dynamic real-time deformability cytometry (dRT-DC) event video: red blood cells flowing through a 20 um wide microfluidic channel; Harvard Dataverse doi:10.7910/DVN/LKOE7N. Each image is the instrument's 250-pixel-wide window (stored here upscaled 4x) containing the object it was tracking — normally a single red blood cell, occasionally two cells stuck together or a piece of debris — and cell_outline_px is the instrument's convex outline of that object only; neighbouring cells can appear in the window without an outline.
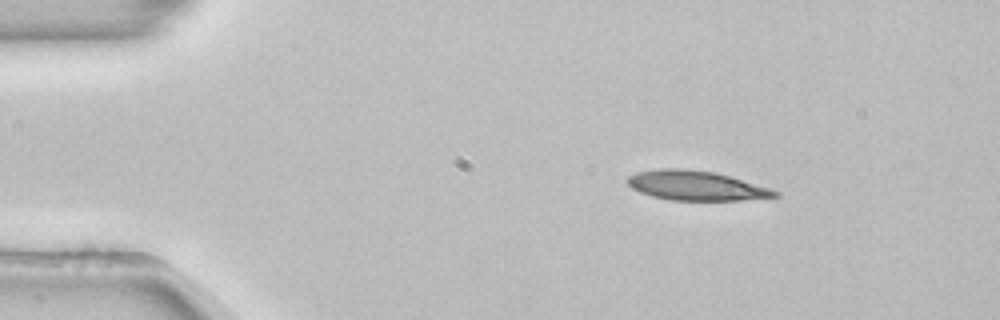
{"species": "common noctule bat (a hibernating species)", "species_latin": "Nyctalus noctula", "temperature_condition": "room temperature", "stored_images_in_passage": 46, "camera_frame_rate_fps": 3000, "um_per_image_px": 0.085, "animal": {"sex": "female", "body_mass_g": 22.7, "forearm_length_mm": 54.2}, "frame": {"image": 1, "passage_image": 1, "time_ms": 0.0, "image_size_px": [1000, 320], "cell_outline_px": [[780, 196], [740, 200], [672, 200], [652, 196], [640, 192], [632, 188], [624, 180], [628, 176], [636, 172], [660, 168], [680, 168], [712, 172], [732, 176], [780, 192]], "centroid_in_image_um": [59.13, 15.77], "position_along_channel_um": 25.9, "area_um2": 25.32}}
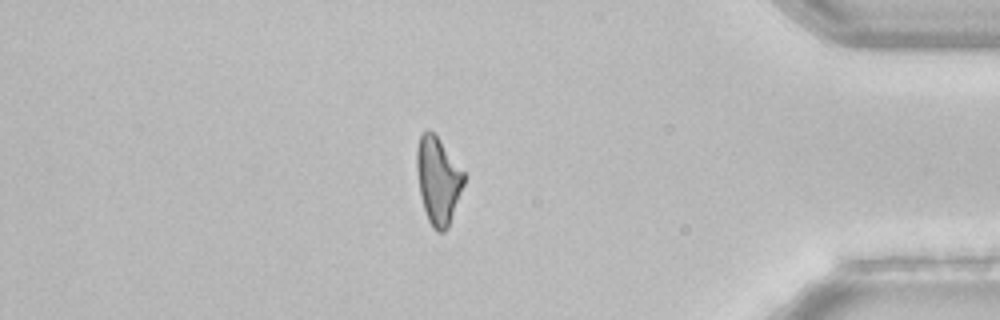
{"frame": {"image": 2, "passage_image": 38, "time_ms": 12.333, "image_size_px": [1000, 320], "cell_outline_px": [[468, 176], [448, 228], [444, 232], [440, 232], [432, 228], [428, 220], [424, 208], [420, 192], [416, 168], [416, 148], [420, 136], [428, 128], [436, 136]], "centroid_in_image_um": [37.26, 15.35], "position_along_channel_um": 397.9, "area_um2": 24.04}}
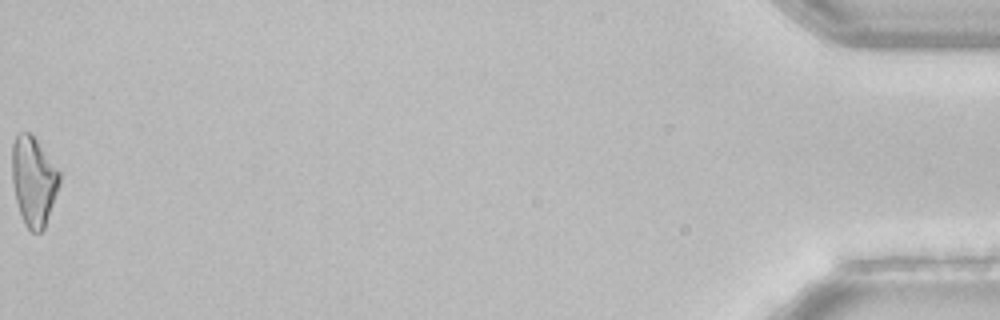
{"frame": {"image": 3, "passage_image": 46, "time_ms": 15.0, "image_size_px": [1000, 320], "cell_outline_px": [[60, 184], [44, 228], [40, 232], [32, 232], [24, 224], [16, 200], [12, 184], [12, 144], [16, 136], [20, 132], [28, 132], [36, 140], [60, 172]], "centroid_in_image_um": [2.84, 15.4], "position_along_channel_um": 432.4, "area_um2": 24.39}, "authors_computed_cell_mechanics": {"area_um2": 25.3453, "velocity_mm_per_s": 3.8812, "shape_relaxation_time_tau1_ms": 7.4839, "shape_relaxation_time_tau2_ms": null, "deformation_change_tau1": 0.1837, "deformation_change_tau2": null}}